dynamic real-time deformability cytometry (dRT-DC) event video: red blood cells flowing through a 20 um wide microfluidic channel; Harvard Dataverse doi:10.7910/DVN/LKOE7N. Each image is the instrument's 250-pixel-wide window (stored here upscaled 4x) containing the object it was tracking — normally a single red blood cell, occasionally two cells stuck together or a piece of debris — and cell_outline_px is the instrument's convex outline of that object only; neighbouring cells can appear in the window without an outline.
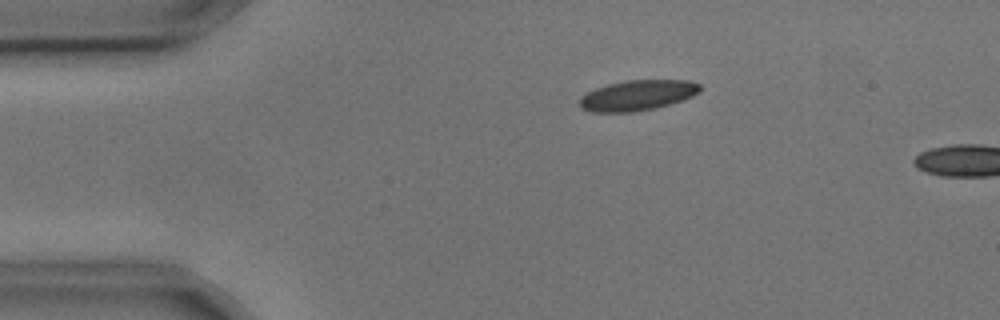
{"species": "common noctule bat (a hibernating species)", "species_latin": "Nyctalus noctula", "temperature_condition": "cold", "stored_images_in_passage": 3, "camera_frame_rate_fps": 3000, "um_per_image_px": 0.085, "animal": {"sex": "male", "body_mass_g": 17.9, "forearm_length_mm": 54.2}, "frame": {"image": 1, "passage_image": 2, "time_ms": 0.333, "image_size_px": [1000, 320], "cell_outline_px": [[700, 92], [692, 96], [656, 108], [632, 112], [592, 112], [580, 108], [580, 96], [596, 88], [608, 84], [624, 80], [688, 80], [700, 84]], "centroid_in_image_um": [54.16, 8.1], "position_along_channel_um": 30.8, "area_um2": 21.27}}